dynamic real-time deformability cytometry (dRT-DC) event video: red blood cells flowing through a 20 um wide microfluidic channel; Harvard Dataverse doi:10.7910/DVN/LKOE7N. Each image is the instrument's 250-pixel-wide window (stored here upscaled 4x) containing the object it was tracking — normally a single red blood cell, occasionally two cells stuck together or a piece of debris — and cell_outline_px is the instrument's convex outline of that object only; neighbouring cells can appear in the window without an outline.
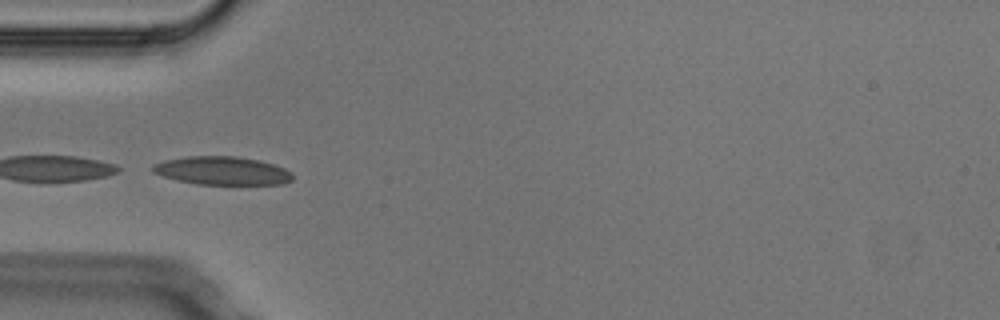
{"species": "Egyptian fruit bat (a non-hibernating species)", "species_latin": "Rousettus aegyptiacus", "temperature_condition": "cold", "stored_images_in_passage": 1, "camera_frame_rate_fps": 3000, "um_per_image_px": 0.085, "animal": {"sex": "male"}, "frame": {"image": 1, "passage_image": 1, "time_ms": 0.0, "image_size_px": [1000, 320], "cell_outline_px": [[292, 180], [284, 184], [196, 184], [176, 180], [152, 172], [152, 164], [164, 160], [188, 156], [236, 156], [260, 160], [284, 168], [292, 172]], "centroid_in_image_um": [18.88, 14.5], "position_along_channel_um": 66.1, "area_um2": 23.12}}